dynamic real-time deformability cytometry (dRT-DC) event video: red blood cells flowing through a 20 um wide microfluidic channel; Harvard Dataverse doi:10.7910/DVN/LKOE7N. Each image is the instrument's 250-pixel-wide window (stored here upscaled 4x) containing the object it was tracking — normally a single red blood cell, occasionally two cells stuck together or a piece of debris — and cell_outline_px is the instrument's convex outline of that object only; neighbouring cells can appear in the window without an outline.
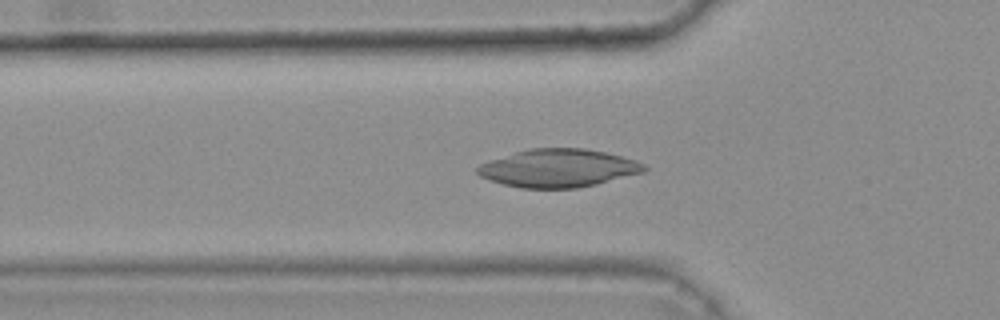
{"species": "common noctule bat (a hibernating species)", "species_latin": "Nyctalus noctula", "temperature_condition": "warm", "stored_images_in_passage": 32, "camera_frame_rate_fps": 3000, "um_per_image_px": 0.085, "animal": {"sex": "female", "body_mass_g": 25.1}, "frame": {"image": 1, "passage_image": 5, "time_ms": 1.333, "image_size_px": [1000, 320], "cell_outline_px": [[648, 168], [644, 172], [596, 184], [576, 188], [520, 188], [488, 180], [480, 176], [476, 172], [476, 168], [480, 164], [488, 160], [528, 148], [584, 148], [604, 152], [636, 160], [644, 164]], "centroid_in_image_um": [47.43, 14.29], "position_along_channel_um": 78.4, "area_um2": 36.99}}
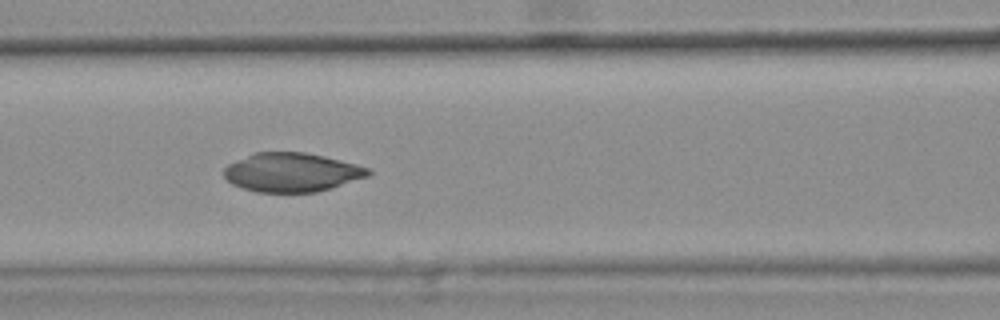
{"frame": {"image": 2, "passage_image": 10, "time_ms": 3.0, "image_size_px": [1000, 320], "cell_outline_px": [[372, 172], [368, 176], [332, 188], [316, 192], [256, 192], [232, 184], [224, 176], [224, 168], [228, 164], [252, 152], [304, 152], [324, 156], [356, 164], [368, 168]], "centroid_in_image_um": [24.79, 14.64], "position_along_channel_um": 141.8, "area_um2": 32.71}}
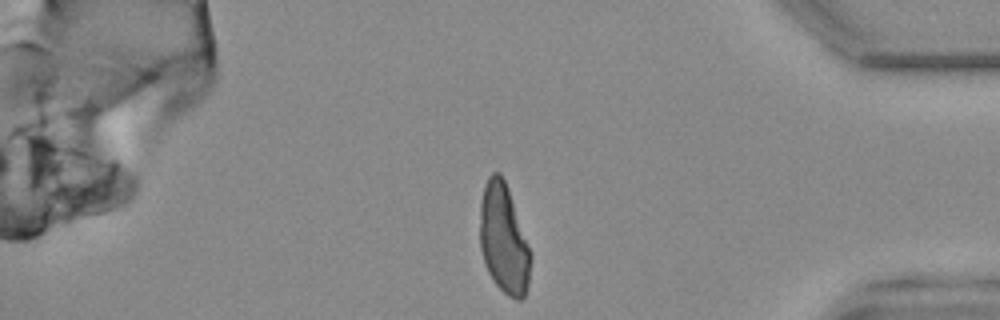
{"frame": {"image": 3, "passage_image": 32, "time_ms": 10.333, "image_size_px": [1000, 320], "cell_outline_px": [[532, 256], [528, 284], [524, 296], [520, 300], [516, 300], [508, 296], [492, 280], [488, 272], [480, 248], [480, 204], [484, 188], [488, 176], [492, 172], [500, 172], [508, 188], [532, 252]], "centroid_in_image_um": [42.83, 20.33], "position_along_channel_um": 392.4, "area_um2": 32.54}}